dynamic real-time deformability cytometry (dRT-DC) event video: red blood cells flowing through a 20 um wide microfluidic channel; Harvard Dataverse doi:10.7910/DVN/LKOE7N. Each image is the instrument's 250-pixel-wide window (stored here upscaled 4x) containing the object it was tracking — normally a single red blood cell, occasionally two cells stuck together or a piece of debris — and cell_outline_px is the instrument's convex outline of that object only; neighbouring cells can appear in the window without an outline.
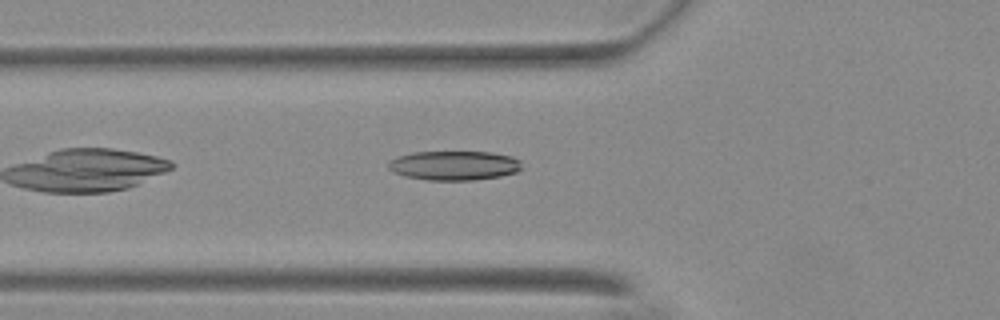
{"species": "Egyptian fruit bat (a non-hibernating species)", "species_latin": "Rousettus aegyptiacus", "temperature_condition": "warm", "stored_images_in_passage": 34, "camera_frame_rate_fps": 3000, "um_per_image_px": 0.085, "animal": {"sex": "female"}, "frame": {"image": 1, "passage_image": 5, "time_ms": 1.333, "image_size_px": [1000, 320], "cell_outline_px": [[520, 168], [516, 172], [500, 176], [472, 180], [428, 180], [404, 176], [392, 172], [388, 168], [388, 160], [412, 152], [492, 152], [512, 156], [520, 160]], "centroid_in_image_um": [38.57, 14.06], "position_along_channel_um": 87.2, "area_um2": 22.83}}
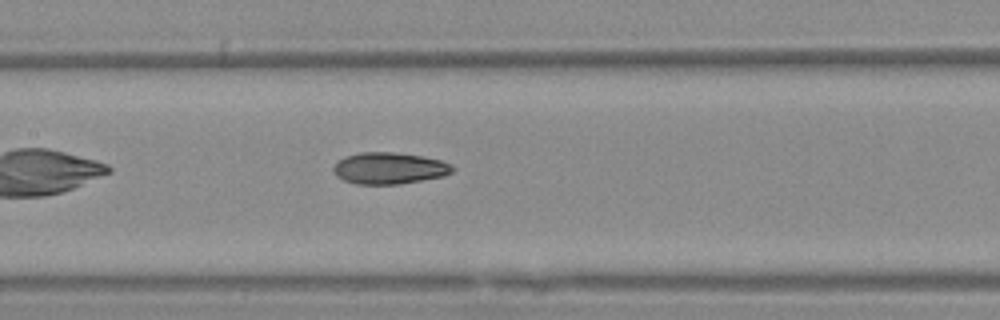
{"frame": {"image": 2, "passage_image": 12, "time_ms": 3.667, "image_size_px": [1000, 320], "cell_outline_px": [[456, 168], [452, 172], [444, 176], [400, 184], [356, 184], [344, 180], [336, 176], [332, 168], [336, 160], [344, 156], [360, 152], [392, 152], [420, 156], [440, 160]], "centroid_in_image_um": [33.03, 14.3], "position_along_channel_um": 174.4, "area_um2": 21.96}}
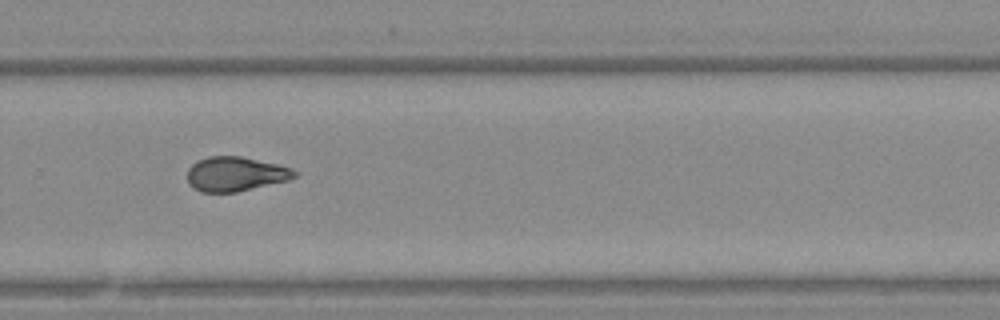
{"frame": {"image": 3, "passage_image": 23, "time_ms": 7.333, "image_size_px": [1000, 320], "cell_outline_px": [[300, 172], [296, 176], [288, 180], [236, 192], [200, 192], [192, 188], [188, 184], [188, 168], [196, 160], [208, 156], [240, 156], [280, 164], [292, 168]], "centroid_in_image_um": [20.02, 14.78], "position_along_channel_um": 309.8, "area_um2": 21.79}, "authors_computed_cell_mechanics": {"area_um2": 21.9062, "velocity_mm_per_s": 3.7106, "shape_relaxation_time_tau1_ms": 6.368, "shape_relaxation_time_tau2_ms": 2.7904, "deformation_change_tau1": 0.1813, "deformation_change_tau2": 0.0949}}